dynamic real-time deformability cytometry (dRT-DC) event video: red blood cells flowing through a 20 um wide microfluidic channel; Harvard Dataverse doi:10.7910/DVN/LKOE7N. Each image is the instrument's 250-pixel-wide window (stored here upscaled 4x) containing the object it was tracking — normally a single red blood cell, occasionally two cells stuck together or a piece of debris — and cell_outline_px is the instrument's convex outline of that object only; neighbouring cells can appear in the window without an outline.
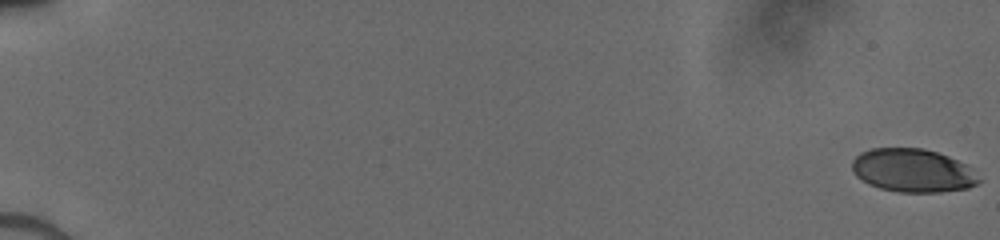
{"species": "human", "species_latin": "Homo sapiens", "temperature_condition": "cold", "stored_images_in_passage": 53, "camera_frame_rate_fps": 3000, "um_per_image_px": 0.085, "donor": {"sex": "male"}, "frame": {"image": 1, "passage_image": 1, "time_ms": 0.0, "image_size_px": [1000, 240], "cell_outline_px": [[984, 180], [968, 188], [940, 192], [900, 192], [880, 188], [868, 184], [856, 176], [852, 172], [852, 160], [860, 152], [872, 148], [924, 148], [948, 156], [964, 164]], "centroid_in_image_um": [77.56, 14.49], "position_along_channel_um": 7.4, "area_um2": 32.08}}
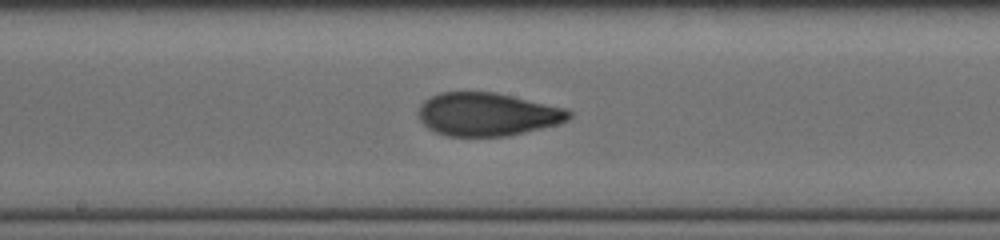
{"frame": {"image": 2, "passage_image": 31, "time_ms": 10.0, "image_size_px": [1000, 240], "cell_outline_px": [[572, 116], [568, 120], [560, 124], [508, 136], [448, 136], [436, 132], [428, 128], [420, 120], [416, 112], [420, 104], [424, 100], [440, 92], [496, 92], [568, 108], [572, 112]], "centroid_in_image_um": [41.45, 9.71], "position_along_channel_um": 206.8, "area_um2": 38.32}}
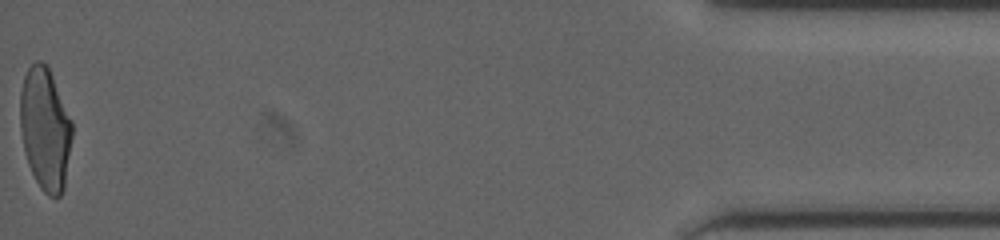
{"frame": {"image": 3, "passage_image": 53, "time_ms": 17.333, "image_size_px": [1000, 240], "cell_outline_px": [[72, 136], [64, 188], [60, 196], [48, 196], [40, 188], [28, 164], [24, 152], [20, 128], [20, 92], [24, 76], [28, 68], [36, 60], [40, 60], [48, 68], [52, 76], [72, 120]], "centroid_in_image_um": [3.83, 10.96], "position_along_channel_um": 431.4, "area_um2": 36.99}}